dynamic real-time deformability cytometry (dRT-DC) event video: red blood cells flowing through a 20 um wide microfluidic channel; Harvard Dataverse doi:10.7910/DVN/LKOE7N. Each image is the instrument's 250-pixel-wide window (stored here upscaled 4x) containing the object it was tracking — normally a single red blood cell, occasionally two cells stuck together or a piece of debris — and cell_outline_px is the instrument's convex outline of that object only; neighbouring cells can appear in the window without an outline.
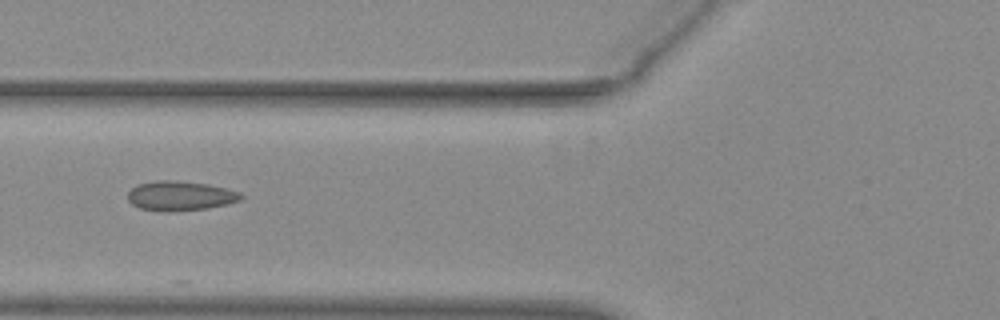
{"species": "common noctule bat (a hibernating species)", "species_latin": "Nyctalus noctula", "temperature_condition": "warm", "stored_images_in_passage": 25, "camera_frame_rate_fps": 3000, "um_per_image_px": 0.085, "animal": {"sex": "female", "body_mass_g": 29.2, "forearm_length_mm": 56.3}, "frame": {"image": 1, "passage_image": 22, "time_ms": 7.0, "image_size_px": [1000, 320], "cell_outline_px": [[244, 196], [240, 200], [208, 208], [172, 212], [160, 212], [140, 208], [132, 204], [128, 200], [128, 192], [136, 184], [156, 180], [176, 180], [208, 184], [240, 192]], "centroid_in_image_um": [15.28, 16.65], "position_along_channel_um": 110.5, "area_um2": 19.65}}